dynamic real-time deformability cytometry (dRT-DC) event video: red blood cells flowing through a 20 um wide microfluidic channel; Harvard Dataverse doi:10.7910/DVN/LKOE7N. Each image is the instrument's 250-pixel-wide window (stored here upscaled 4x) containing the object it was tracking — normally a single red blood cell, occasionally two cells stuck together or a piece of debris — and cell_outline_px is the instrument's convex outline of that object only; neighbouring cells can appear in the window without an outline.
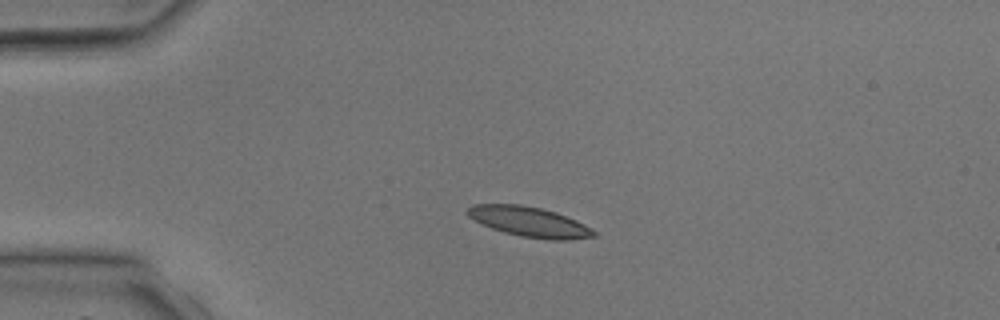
{"species": "common noctule bat (a hibernating species)", "species_latin": "Nyctalus noctula", "temperature_condition": "room temperature", "stored_images_in_passage": 3, "camera_frame_rate_fps": 3000, "um_per_image_px": 0.085, "animal": {"sex": "male", "body_mass_g": 17.9, "forearm_length_mm": 54.2}, "frame": {"image": 1, "passage_image": 1, "time_ms": 0.0, "image_size_px": [1000, 320], "cell_outline_px": [[596, 236], [568, 240], [548, 240], [520, 236], [504, 232], [480, 224], [468, 216], [464, 212], [472, 204], [520, 204], [540, 208], [556, 212], [576, 220], [592, 228], [596, 232]], "centroid_in_image_um": [44.97, 18.85], "position_along_channel_um": 40.0, "area_um2": 22.25}}